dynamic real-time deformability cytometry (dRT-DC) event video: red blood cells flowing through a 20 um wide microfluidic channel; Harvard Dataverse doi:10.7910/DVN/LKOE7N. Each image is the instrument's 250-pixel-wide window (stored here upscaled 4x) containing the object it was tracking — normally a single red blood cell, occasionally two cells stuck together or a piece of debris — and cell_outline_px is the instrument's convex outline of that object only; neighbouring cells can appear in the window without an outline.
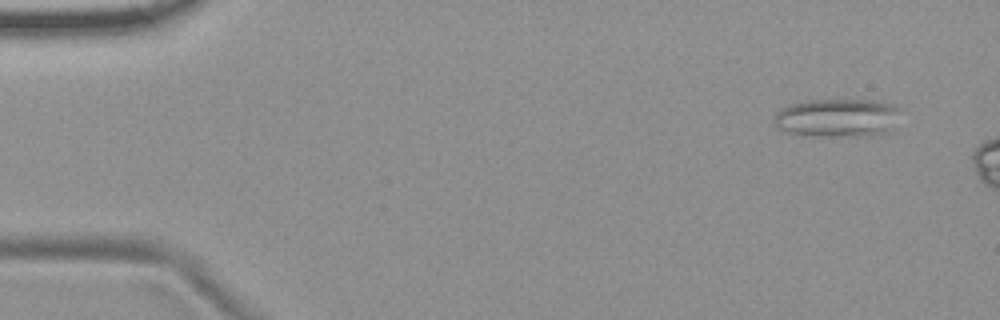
{"species": "common noctule bat (a hibernating species)", "species_latin": "Nyctalus noctula", "temperature_condition": "room temperature", "stored_images_in_passage": 9, "camera_frame_rate_fps": 3000, "um_per_image_px": 0.085, "animal": {"sex": "female", "body_mass_g": 19.9}, "frame": {"image": 1, "passage_image": 4, "time_ms": 1.0, "image_size_px": [1000, 320], "cell_outline_px": [[900, 108], [888, 132], [868, 136], [832, 136], [784, 132], [772, 120], [772, 116], [780, 108], [792, 104], [808, 100], [872, 100], [896, 104]], "centroid_in_image_um": [71.15, 10.0], "position_along_channel_um": 13.9, "area_um2": 28.09}}